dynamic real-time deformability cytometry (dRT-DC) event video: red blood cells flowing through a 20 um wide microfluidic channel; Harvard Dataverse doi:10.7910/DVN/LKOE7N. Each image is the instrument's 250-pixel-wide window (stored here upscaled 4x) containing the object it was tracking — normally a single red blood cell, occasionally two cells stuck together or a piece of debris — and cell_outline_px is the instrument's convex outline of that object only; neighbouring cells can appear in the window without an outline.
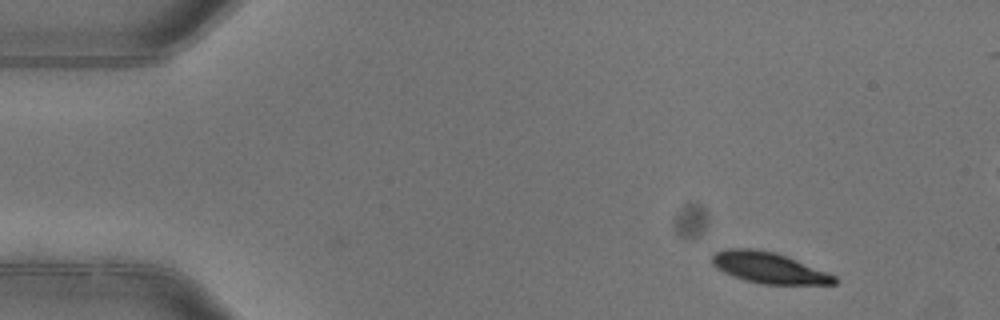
{"species": "common noctule bat (a hibernating species)", "species_latin": "Nyctalus noctula", "temperature_condition": "warm", "stored_images_in_passage": 6, "camera_frame_rate_fps": 3000, "um_per_image_px": 0.085, "animal": {"sex": "female"}, "frame": {"image": 1, "passage_image": 1, "time_ms": 0.0, "image_size_px": [1000, 320], "cell_outline_px": [[840, 280], [836, 284], [760, 284], [744, 280], [732, 276], [716, 268], [712, 264], [712, 252], [728, 248], [752, 248], [776, 252], [836, 276]], "centroid_in_image_um": [65.31, 22.75], "position_along_channel_um": 19.7, "area_um2": 22.2}}